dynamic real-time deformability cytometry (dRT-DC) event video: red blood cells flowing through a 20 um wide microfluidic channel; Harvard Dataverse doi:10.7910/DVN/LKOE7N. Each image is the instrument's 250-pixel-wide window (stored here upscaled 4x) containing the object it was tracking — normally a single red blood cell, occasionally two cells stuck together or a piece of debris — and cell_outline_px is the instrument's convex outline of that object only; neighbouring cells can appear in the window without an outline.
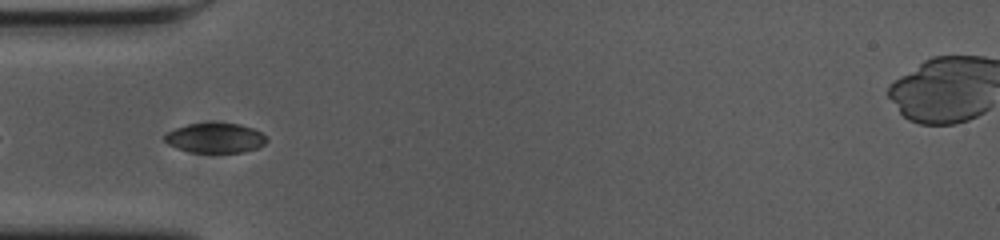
{"species": "common noctule bat (a hibernating species)", "species_latin": "Nyctalus noctula", "temperature_condition": "cold", "stored_images_in_passage": 41, "camera_frame_rate_fps": 3000, "um_per_image_px": 0.085, "animal": {"sex": "female", "body_mass_g": 23.0, "forearm_length_mm": 53.4}, "frame": {"image": 1, "passage_image": 3, "time_ms": 0.667, "image_size_px": [1000, 240], "cell_outline_px": [[268, 140], [264, 144], [256, 148], [244, 152], [192, 152], [176, 148], [168, 144], [164, 140], [164, 132], [172, 128], [188, 124], [240, 124], [252, 128], [260, 132]], "centroid_in_image_um": [18.24, 11.73], "position_along_channel_um": 66.8, "area_um2": 17.57}}
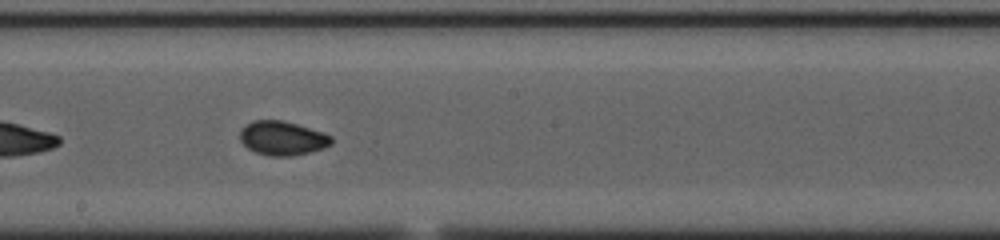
{"frame": {"image": 2, "passage_image": 16, "time_ms": 5.0, "image_size_px": [1000, 240], "cell_outline_px": [[332, 144], [324, 148], [292, 156], [272, 156], [256, 152], [248, 148], [240, 140], [240, 128], [244, 124], [252, 120], [280, 120], [296, 124], [324, 132], [332, 136]], "centroid_in_image_um": [23.99, 11.73], "position_along_channel_um": 224.2, "area_um2": 18.21}}
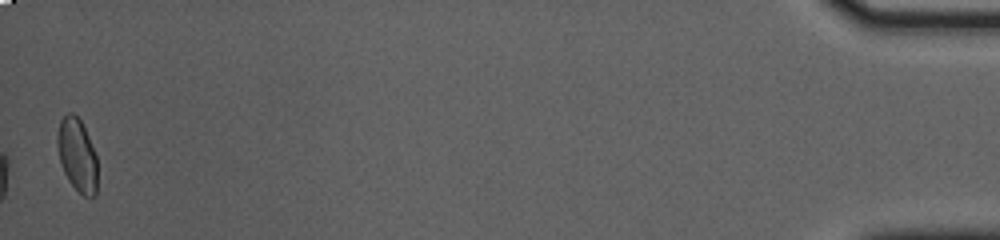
{"frame": {"image": 3, "passage_image": 41, "time_ms": 13.333, "image_size_px": [1000, 240], "cell_outline_px": [[96, 196], [84, 196], [68, 180], [60, 164], [56, 144], [56, 136], [60, 120], [68, 112], [72, 112], [80, 120], [88, 136], [96, 156]], "centroid_in_image_um": [6.52, 13.15], "position_along_channel_um": 428.7, "area_um2": 16.94}, "authors_computed_cell_mechanics": {"area_um2": 17.5134, "velocity_mm_per_s": 3.6312, "shape_relaxation_time_tau1_ms": 3.8172, "shape_relaxation_time_tau2_ms": 1.8245, "deformation_change_tau1": 0.1059, "deformation_change_tau2": 0.0425}}